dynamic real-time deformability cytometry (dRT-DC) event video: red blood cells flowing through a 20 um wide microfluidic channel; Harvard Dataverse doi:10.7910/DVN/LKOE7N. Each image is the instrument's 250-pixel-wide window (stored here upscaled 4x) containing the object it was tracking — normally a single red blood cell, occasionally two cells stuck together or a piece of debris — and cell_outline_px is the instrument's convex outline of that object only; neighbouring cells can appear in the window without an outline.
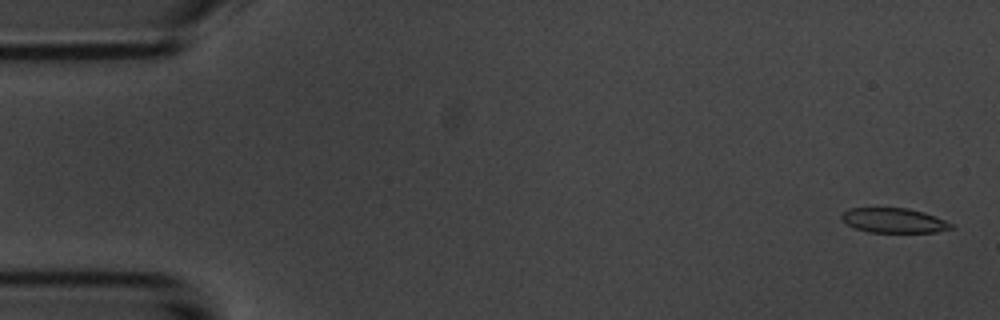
{"species": "common noctule bat (a hibernating species)", "species_latin": "Nyctalus noctula", "temperature_condition": "room temperature", "stored_images_in_passage": 6, "camera_frame_rate_fps": 3000, "um_per_image_px": 0.085, "animal": {"sex": "male", "body_mass_g": 20.1, "forearm_length_mm": 53.5}, "frame": {"image": 1, "passage_image": 1, "time_ms": 0.0, "image_size_px": [1000, 320], "cell_outline_px": [[956, 228], [936, 232], [868, 232], [856, 228], [848, 224], [840, 216], [848, 208], [908, 208], [924, 212], [944, 220], [952, 224]], "centroid_in_image_um": [76.01, 18.74], "position_along_channel_um": 9.0, "area_um2": 15.66}}
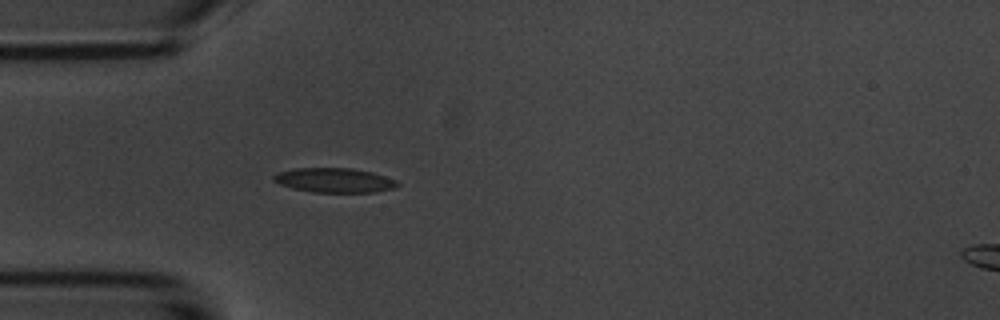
{"frame": {"image": 2, "passage_image": 5, "time_ms": 4.667, "image_size_px": [1000, 320], "cell_outline_px": [[400, 184], [396, 188], [376, 192], [312, 192], [292, 188], [280, 184], [272, 180], [272, 176], [280, 172], [296, 168], [352, 168], [372, 172], [396, 180]], "centroid_in_image_um": [28.44, 15.32], "position_along_channel_um": 56.6, "area_um2": 17.69}}